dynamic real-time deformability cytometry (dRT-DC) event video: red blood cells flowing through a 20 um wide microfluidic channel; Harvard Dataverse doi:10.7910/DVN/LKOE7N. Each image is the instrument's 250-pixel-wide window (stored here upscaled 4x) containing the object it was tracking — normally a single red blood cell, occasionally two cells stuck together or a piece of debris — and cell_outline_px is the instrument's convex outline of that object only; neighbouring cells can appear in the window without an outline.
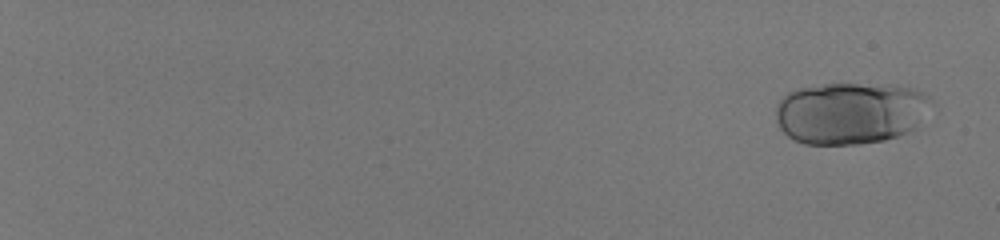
{"species": "human", "species_latin": "Homo sapiens", "temperature_condition": "room temperature", "stored_images_in_passage": 29, "camera_frame_rate_fps": 3000, "um_per_image_px": 0.085, "donor": {"sex": "male"}, "frame": {"image": 1, "passage_image": 3, "time_ms": 0.667, "image_size_px": [1000, 240], "cell_outline_px": [[936, 104], [912, 132], [884, 140], [860, 144], [804, 144], [788, 136], [780, 128], [776, 120], [776, 104], [788, 92], [800, 88], [824, 84], [856, 84], [912, 88], [928, 96]], "centroid_in_image_um": [72.32, 9.62], "position_along_channel_um": 12.7, "area_um2": 56.41}}
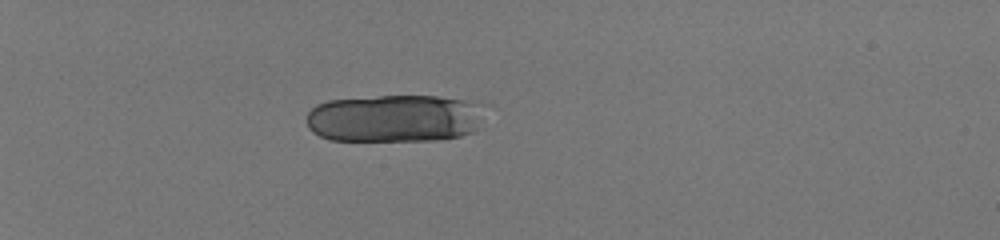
{"frame": {"image": 2, "passage_image": 21, "time_ms": 6.667, "image_size_px": [1000, 240], "cell_outline_px": [[492, 104], [476, 128], [472, 132], [460, 136], [436, 140], [328, 140], [312, 132], [308, 128], [308, 112], [316, 104], [328, 100], [380, 96], [436, 96]], "centroid_in_image_um": [33.62, 10.04], "position_along_channel_um": 51.4, "area_um2": 50.23}}